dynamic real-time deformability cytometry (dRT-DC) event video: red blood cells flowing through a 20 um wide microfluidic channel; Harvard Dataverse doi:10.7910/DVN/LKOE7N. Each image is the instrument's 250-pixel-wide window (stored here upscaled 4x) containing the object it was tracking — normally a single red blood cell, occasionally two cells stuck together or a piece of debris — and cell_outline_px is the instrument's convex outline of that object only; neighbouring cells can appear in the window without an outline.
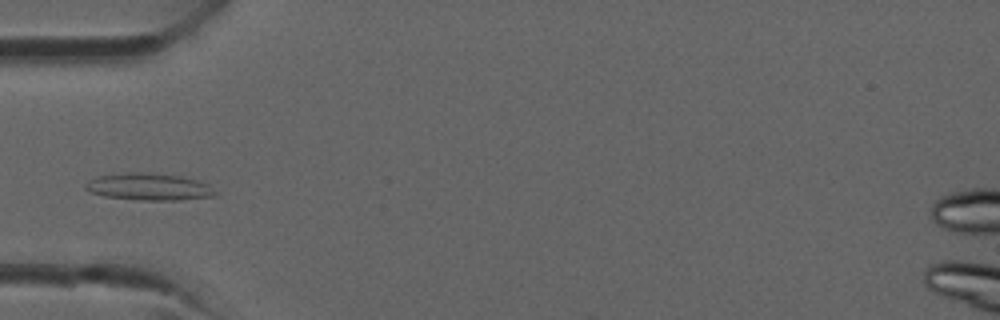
{"species": "common noctule bat (a hibernating species)", "species_latin": "Nyctalus noctula", "temperature_condition": "room temperature", "stored_images_in_passage": 34, "camera_frame_rate_fps": 3000, "um_per_image_px": 0.085, "animal": {"sex": "male", "forearm_length_mm": 52.5}, "frame": {"image": 1, "passage_image": 10, "time_ms": 3.0, "image_size_px": [1000, 320], "cell_outline_px": [[216, 192], [212, 196], [180, 200], [140, 200], [104, 196], [92, 192], [84, 188], [84, 184], [88, 180], [96, 176], [128, 172], [144, 172], [184, 176], [208, 184]], "centroid_in_image_um": [12.62, 15.86], "position_along_channel_um": 72.4, "area_um2": 20.46}}
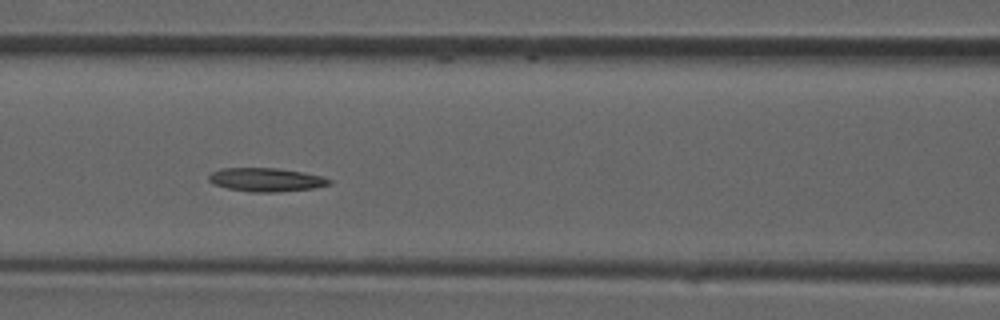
{"frame": {"image": 2, "passage_image": 14, "time_ms": 4.333, "image_size_px": [1000, 320], "cell_outline_px": [[332, 184], [312, 188], [276, 192], [252, 192], [228, 188], [216, 184], [208, 180], [208, 176], [212, 172], [220, 168], [276, 168], [304, 172], [324, 176], [332, 180]], "centroid_in_image_um": [22.66, 15.27], "position_along_channel_um": 143.9, "area_um2": 16.53}}
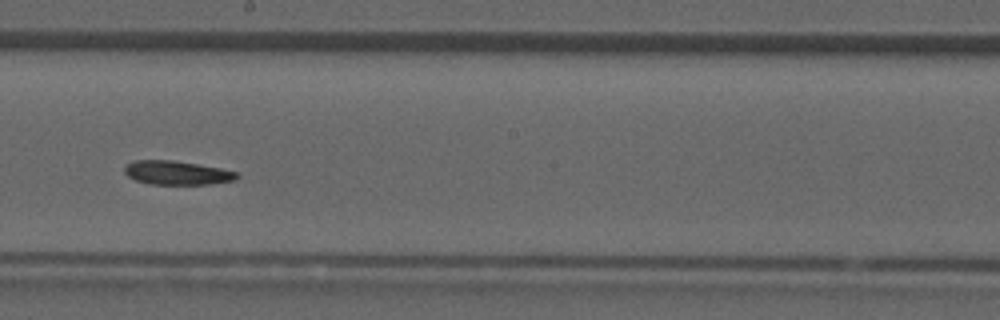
{"frame": {"image": 3, "passage_image": 19, "time_ms": 6.0, "image_size_px": [1000, 320], "cell_outline_px": [[240, 176], [236, 180], [208, 184], [152, 184], [136, 180], [128, 176], [124, 172], [124, 164], [132, 160], [172, 160], [220, 168], [240, 172]], "centroid_in_image_um": [15.04, 14.68], "position_along_channel_um": 233.2, "area_um2": 15.72}}